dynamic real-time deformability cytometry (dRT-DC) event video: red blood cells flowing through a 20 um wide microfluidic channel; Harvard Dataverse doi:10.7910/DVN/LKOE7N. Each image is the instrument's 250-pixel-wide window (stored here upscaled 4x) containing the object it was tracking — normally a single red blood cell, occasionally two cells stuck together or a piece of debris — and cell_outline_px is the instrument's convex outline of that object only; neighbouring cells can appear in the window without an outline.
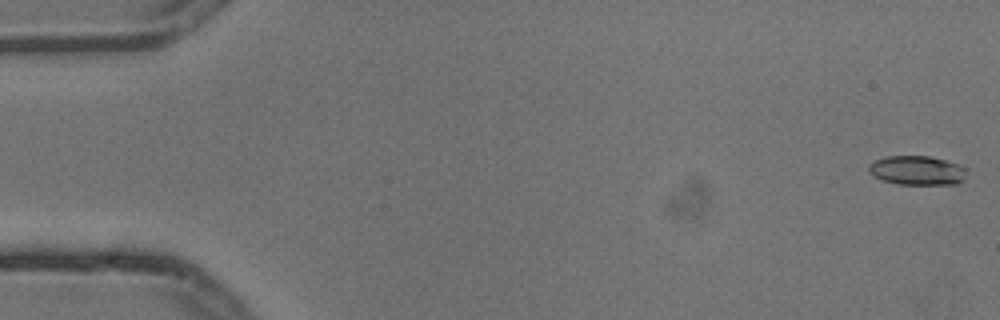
{"species": "common noctule bat (a hibernating species)", "species_latin": "Nyctalus noctula", "temperature_condition": "cold", "stored_images_in_passage": 5, "camera_frame_rate_fps": 3000, "um_per_image_px": 0.085, "animal": {"sex": "male", "body_mass_g": 13.3}, "frame": {"image": 1, "passage_image": 1, "time_ms": 0.0, "image_size_px": [1000, 320], "cell_outline_px": [[964, 180], [956, 184], [900, 184], [880, 180], [872, 176], [868, 172], [868, 164], [876, 160], [888, 156], [928, 156], [944, 160], [956, 164], [964, 168]], "centroid_in_image_um": [77.88, 14.49], "position_along_channel_um": 7.1, "area_um2": 16.53}}
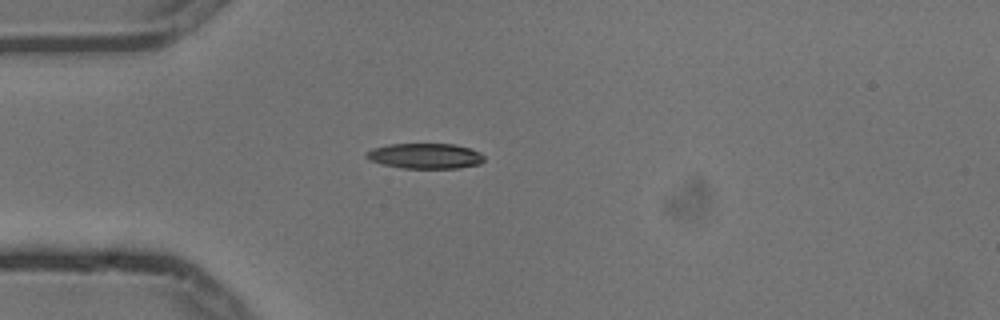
{"frame": {"image": 2, "passage_image": 5, "time_ms": 1.333, "image_size_px": [1000, 320], "cell_outline_px": [[484, 160], [480, 164], [456, 168], [404, 168], [384, 164], [372, 160], [364, 156], [372, 148], [388, 144], [452, 144], [468, 148], [480, 152], [484, 156]], "centroid_in_image_um": [36.16, 13.25], "position_along_channel_um": 48.8, "area_um2": 17.17}}